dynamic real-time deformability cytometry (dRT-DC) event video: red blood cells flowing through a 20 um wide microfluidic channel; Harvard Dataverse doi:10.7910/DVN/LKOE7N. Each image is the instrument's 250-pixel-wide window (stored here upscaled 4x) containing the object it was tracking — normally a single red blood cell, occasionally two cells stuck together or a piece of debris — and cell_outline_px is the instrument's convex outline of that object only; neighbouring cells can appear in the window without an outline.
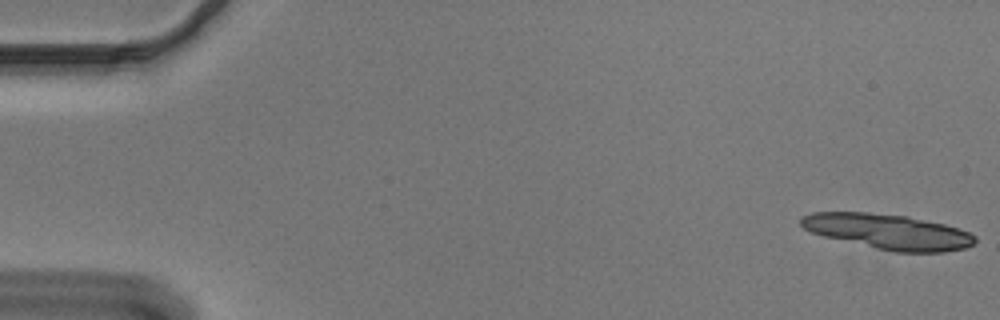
{"species": "Egyptian fruit bat (a non-hibernating species)", "species_latin": "Rousettus aegyptiacus", "temperature_condition": "cold", "stored_images_in_passage": 15, "camera_frame_rate_fps": 3000, "um_per_image_px": 0.085, "animal": {"sex": "male"}, "frame": {"image": 1, "passage_image": 1, "time_ms": 0.0, "image_size_px": [1000, 320], "cell_outline_px": [[976, 240], [972, 244], [964, 248], [944, 252], [896, 252], [876, 248], [824, 236], [812, 232], [804, 228], [800, 224], [800, 216], [812, 212], [868, 212], [908, 216], [944, 224], [968, 232], [976, 236]], "centroid_in_image_um": [75.47, 19.68], "position_along_channel_um": 9.5, "area_um2": 35.43}}